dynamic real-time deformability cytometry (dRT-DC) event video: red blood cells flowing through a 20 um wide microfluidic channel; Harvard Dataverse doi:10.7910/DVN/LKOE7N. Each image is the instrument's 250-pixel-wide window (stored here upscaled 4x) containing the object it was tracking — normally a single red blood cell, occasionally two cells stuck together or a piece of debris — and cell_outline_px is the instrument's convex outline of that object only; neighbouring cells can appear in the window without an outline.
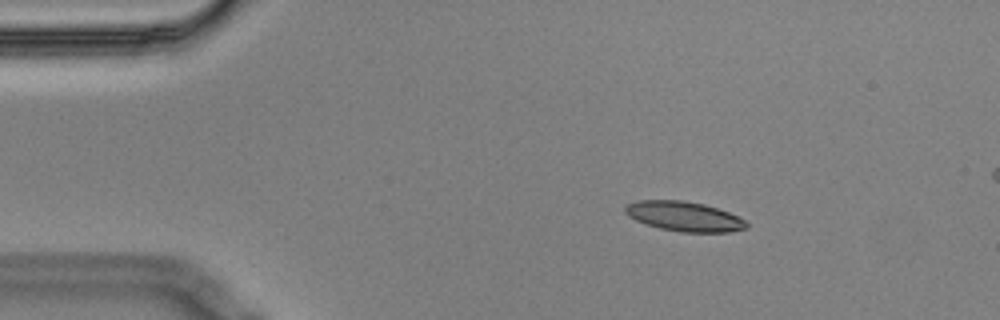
{"species": "Egyptian fruit bat (a non-hibernating species)", "species_latin": "Rousettus aegyptiacus", "temperature_condition": "cold", "stored_images_in_passage": 4, "camera_frame_rate_fps": 3000, "um_per_image_px": 0.085, "animal": {"sex": "male"}, "frame": {"image": 1, "passage_image": 1, "time_ms": 0.0, "image_size_px": [1000, 320], "cell_outline_px": [[748, 228], [728, 232], [680, 232], [660, 228], [636, 220], [628, 216], [624, 212], [624, 208], [628, 204], [640, 200], [684, 200], [704, 204], [728, 212], [744, 220], [748, 224]], "centroid_in_image_um": [58.15, 18.39], "position_along_channel_um": 26.9, "area_um2": 20.87}}
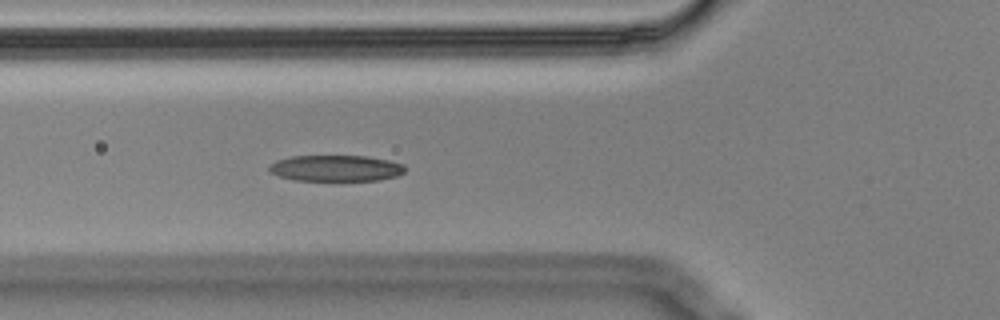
{"frame": {"image": 2, "passage_image": 4, "time_ms": 1.0, "image_size_px": [1000, 320], "cell_outline_px": [[404, 172], [396, 176], [380, 180], [292, 180], [268, 172], [268, 168], [276, 160], [292, 156], [368, 156], [388, 160], [404, 164]], "centroid_in_image_um": [28.53, 14.29], "position_along_channel_um": 97.3, "area_um2": 20.63}}